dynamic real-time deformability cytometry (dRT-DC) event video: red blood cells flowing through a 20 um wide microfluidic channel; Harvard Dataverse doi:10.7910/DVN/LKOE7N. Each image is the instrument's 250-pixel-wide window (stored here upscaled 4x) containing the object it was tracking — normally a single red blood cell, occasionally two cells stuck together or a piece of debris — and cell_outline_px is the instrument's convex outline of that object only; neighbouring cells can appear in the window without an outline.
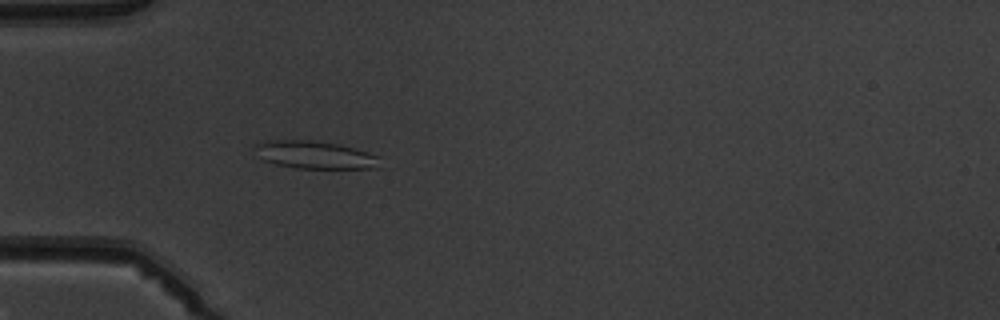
{"species": "common noctule bat (a hibernating species)", "species_latin": "Nyctalus noctula", "temperature_condition": "warm", "stored_images_in_passage": 4, "camera_frame_rate_fps": 3000, "um_per_image_px": 0.085, "animal": {"sex": "male", "body_mass_g": 19.5, "forearm_length_mm": 54.6}, "frame": {"image": 1, "passage_image": 4, "time_ms": 3.333, "image_size_px": [1000, 320], "cell_outline_px": [[384, 168], [296, 168], [276, 164], [264, 160], [252, 148], [252, 144], [264, 140], [312, 140], [340, 144], [368, 152], [380, 156]], "centroid_in_image_um": [26.8, 13.16], "position_along_channel_um": 58.2, "area_um2": 20.63}}